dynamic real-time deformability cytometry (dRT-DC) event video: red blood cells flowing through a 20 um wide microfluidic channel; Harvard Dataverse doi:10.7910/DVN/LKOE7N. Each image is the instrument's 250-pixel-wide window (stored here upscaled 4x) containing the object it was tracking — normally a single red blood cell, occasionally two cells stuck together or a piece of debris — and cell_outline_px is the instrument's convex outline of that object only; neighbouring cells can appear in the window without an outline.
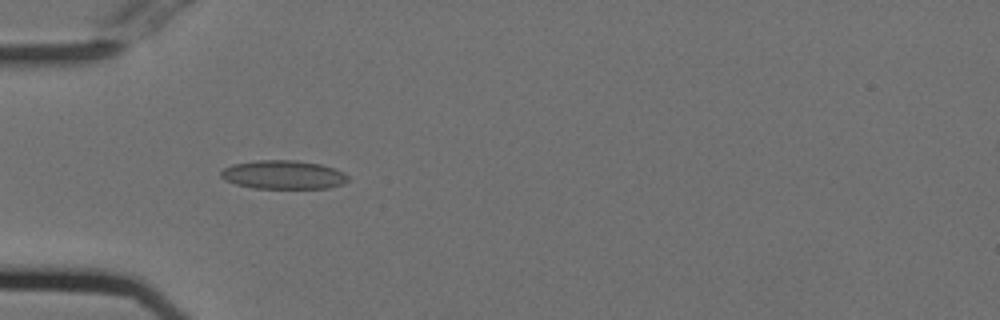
{"species": "Egyptian fruit bat (a non-hibernating species)", "species_latin": "Rousettus aegyptiacus", "temperature_condition": "cold", "stored_images_in_passage": 54, "camera_frame_rate_fps": 3000, "um_per_image_px": 0.085, "animal": {"sex": "female"}, "frame": {"image": 1, "passage_image": 17, "time_ms": 5.333, "image_size_px": [1000, 320], "cell_outline_px": [[348, 180], [344, 184], [328, 188], [252, 188], [236, 184], [224, 180], [220, 176], [220, 172], [224, 168], [232, 164], [256, 160], [296, 160], [320, 164], [344, 172], [348, 176]], "centroid_in_image_um": [24.07, 14.85], "position_along_channel_um": 60.9, "area_um2": 21.33}}
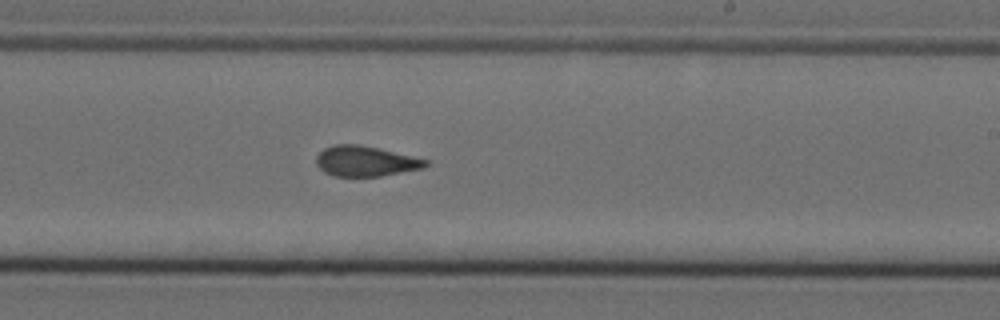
{"frame": {"image": 2, "passage_image": 33, "time_ms": 10.667, "image_size_px": [1000, 320], "cell_outline_px": [[432, 160], [424, 168], [380, 176], [332, 176], [324, 172], [316, 164], [316, 156], [324, 148], [332, 144], [360, 144]], "centroid_in_image_um": [31.08, 13.69], "position_along_channel_um": 257.9, "area_um2": 19.54}}
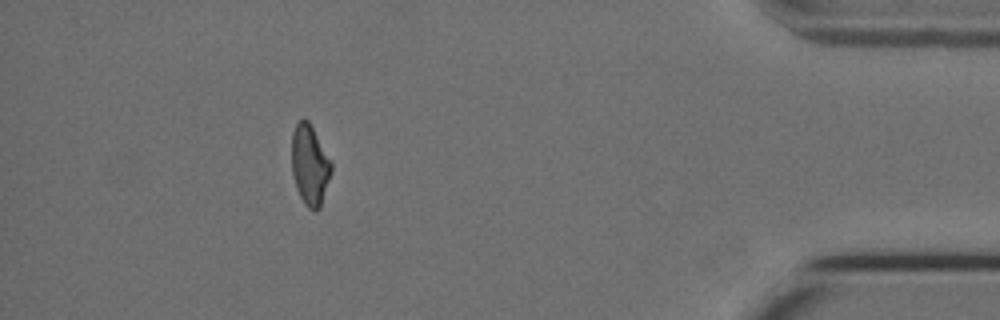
{"frame": {"image": 3, "passage_image": 49, "time_ms": 16.0, "image_size_px": [1000, 320], "cell_outline_px": [[332, 172], [320, 208], [316, 212], [308, 208], [304, 204], [296, 188], [292, 172], [292, 132], [296, 124], [304, 116], [308, 120], [332, 164]], "centroid_in_image_um": [26.33, 14.05], "position_along_channel_um": 408.9, "area_um2": 18.5}, "authors_computed_cell_mechanics": {"area_um2": 19.9121, "velocity_mm_per_s": 3.7538, "shape_relaxation_time_tau1_ms": 9.7764, "shape_relaxation_time_tau2_ms": 1.6791, "deformation_change_tau1": 0.2025, "deformation_change_tau2": 0.0771}}